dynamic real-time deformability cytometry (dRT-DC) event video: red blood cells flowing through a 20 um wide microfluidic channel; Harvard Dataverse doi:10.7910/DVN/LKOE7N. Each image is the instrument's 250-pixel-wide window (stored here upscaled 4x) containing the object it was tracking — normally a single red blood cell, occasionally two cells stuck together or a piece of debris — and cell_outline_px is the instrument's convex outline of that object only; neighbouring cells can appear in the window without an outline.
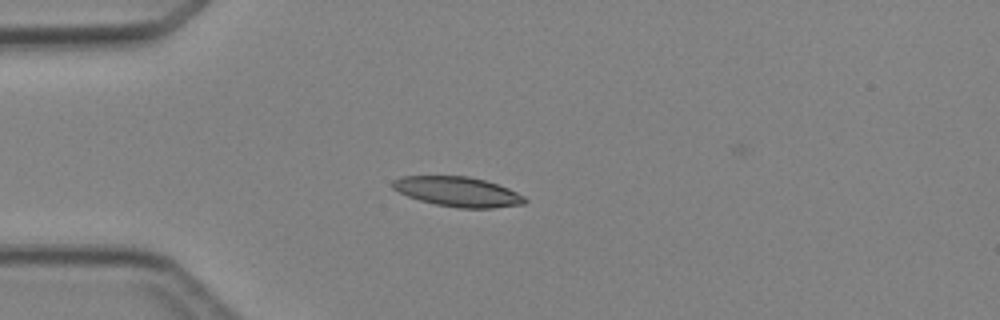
{"species": "Egyptian fruit bat (a non-hibernating species)", "species_latin": "Rousettus aegyptiacus", "temperature_condition": "cold", "stored_images_in_passage": 5, "camera_frame_rate_fps": 3000, "um_per_image_px": 0.085, "animal": {"sex": "female"}, "frame": {"image": 1, "passage_image": 4, "time_ms": 3.333, "image_size_px": [1000, 320], "cell_outline_px": [[528, 200], [524, 204], [492, 208], [460, 208], [436, 204], [420, 200], [408, 196], [392, 188], [392, 180], [400, 176], [468, 176], [484, 180], [508, 188], [524, 196]], "centroid_in_image_um": [38.91, 16.29], "position_along_channel_um": 46.1, "area_um2": 22.83}}